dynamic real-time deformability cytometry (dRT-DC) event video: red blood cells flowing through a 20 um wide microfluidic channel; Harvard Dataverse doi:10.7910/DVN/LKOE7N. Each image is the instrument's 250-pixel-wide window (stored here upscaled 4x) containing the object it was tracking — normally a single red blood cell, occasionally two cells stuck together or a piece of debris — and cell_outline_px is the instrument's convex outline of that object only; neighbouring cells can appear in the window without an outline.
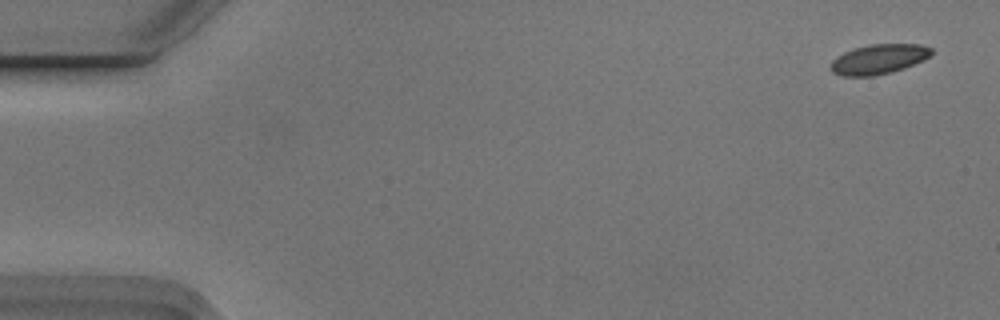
{"species": "Egyptian fruit bat (a non-hibernating species)", "species_latin": "Rousettus aegyptiacus", "temperature_condition": "cold", "stored_images_in_passage": 5, "camera_frame_rate_fps": 3000, "um_per_image_px": 0.085, "animal": {"sex": "male"}, "frame": {"image": 1, "passage_image": 1, "time_ms": 0.0, "image_size_px": [1000, 320], "cell_outline_px": [[932, 52], [924, 60], [904, 68], [892, 72], [872, 76], [844, 76], [832, 72], [828, 68], [832, 60], [836, 56], [844, 52], [868, 44], [920, 44], [932, 48]], "centroid_in_image_um": [74.66, 5.03], "position_along_channel_um": 10.3, "area_um2": 17.57}}
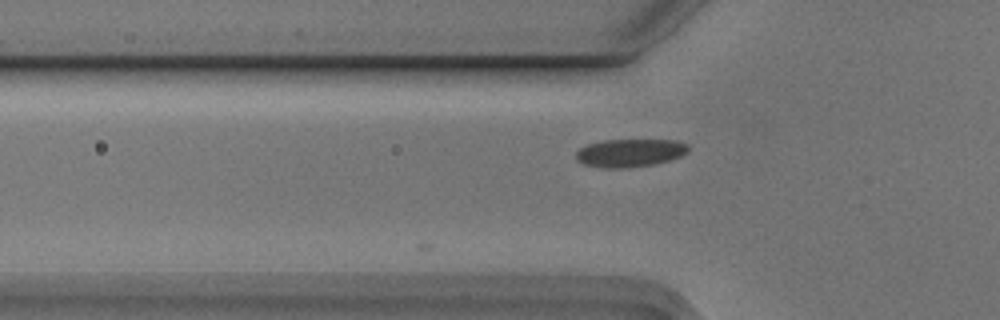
{"frame": {"image": 2, "passage_image": 5, "time_ms": 1.333, "image_size_px": [1000, 320], "cell_outline_px": [[688, 152], [680, 156], [668, 160], [652, 164], [628, 168], [604, 168], [584, 164], [576, 160], [576, 152], [580, 148], [588, 144], [604, 140], [676, 140], [688, 144]], "centroid_in_image_um": [53.53, 12.99], "position_along_channel_um": 72.3, "area_um2": 18.26}}